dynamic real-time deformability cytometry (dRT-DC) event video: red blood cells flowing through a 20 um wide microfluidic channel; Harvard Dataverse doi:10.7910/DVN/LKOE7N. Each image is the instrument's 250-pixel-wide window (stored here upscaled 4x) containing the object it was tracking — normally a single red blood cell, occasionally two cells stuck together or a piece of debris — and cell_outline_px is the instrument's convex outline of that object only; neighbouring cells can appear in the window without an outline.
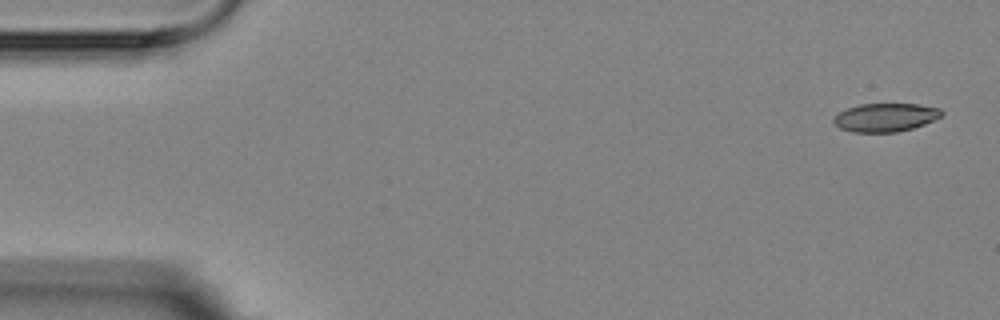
{"species": "Egyptian fruit bat (a non-hibernating species)", "species_latin": "Rousettus aegyptiacus", "temperature_condition": "room temperature", "stored_images_in_passage": 4, "camera_frame_rate_fps": 3000, "um_per_image_px": 0.085, "animal": {"sex": "female"}, "frame": {"image": 1, "passage_image": 1, "time_ms": 0.0, "image_size_px": [1000, 320], "cell_outline_px": [[944, 112], [940, 116], [924, 124], [912, 128], [896, 132], [852, 132], [840, 128], [832, 120], [840, 112], [848, 108], [860, 104], [920, 104], [940, 108]], "centroid_in_image_um": [75.27, 9.97], "position_along_channel_um": 9.7, "area_um2": 17.69}}